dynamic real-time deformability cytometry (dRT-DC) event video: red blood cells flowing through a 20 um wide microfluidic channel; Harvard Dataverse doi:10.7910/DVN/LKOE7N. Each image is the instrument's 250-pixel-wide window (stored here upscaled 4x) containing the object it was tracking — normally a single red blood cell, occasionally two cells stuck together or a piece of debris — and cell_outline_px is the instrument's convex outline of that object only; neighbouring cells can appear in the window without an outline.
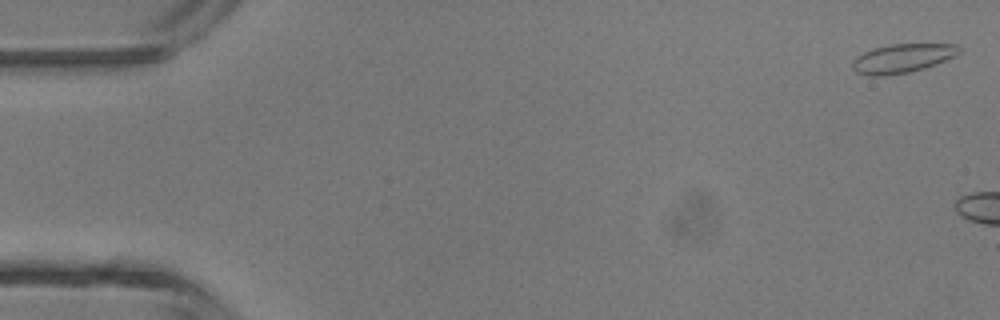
{"species": "common noctule bat (a hibernating species)", "species_latin": "Nyctalus noctula", "temperature_condition": "room temperature", "stored_images_in_passage": 2, "camera_frame_rate_fps": 3000, "um_per_image_px": 0.085, "animal": {"sex": "male", "body_mass_g": 13.3}, "frame": {"image": 1, "passage_image": 1, "time_ms": 0.0, "image_size_px": [1000, 320], "cell_outline_px": [[964, 48], [960, 52], [936, 64], [924, 68], [908, 72], [888, 76], [868, 76], [856, 72], [852, 68], [852, 60], [856, 56], [872, 48], [892, 44], [960, 44]], "centroid_in_image_um": [76.68, 4.95], "position_along_channel_um": 8.3, "area_um2": 18.15}}